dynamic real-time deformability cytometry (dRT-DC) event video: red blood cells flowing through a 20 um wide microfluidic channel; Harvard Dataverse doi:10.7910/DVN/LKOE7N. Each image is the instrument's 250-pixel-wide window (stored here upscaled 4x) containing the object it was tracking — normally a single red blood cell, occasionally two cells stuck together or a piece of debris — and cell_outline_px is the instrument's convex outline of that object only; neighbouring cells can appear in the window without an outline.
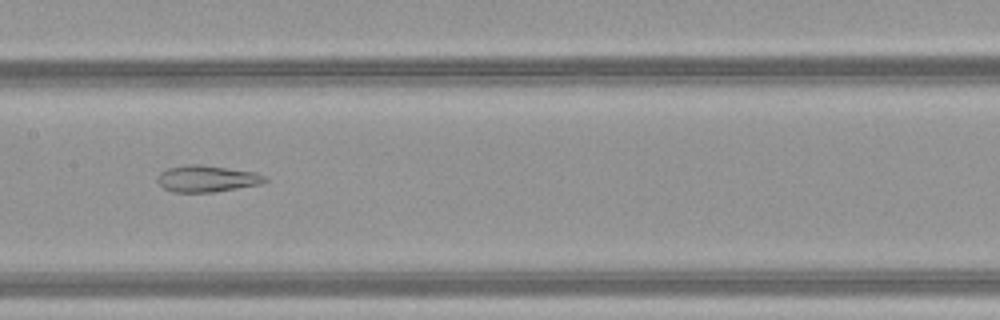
{"species": "common noctule bat (a hibernating species)", "species_latin": "Nyctalus noctula", "temperature_condition": "warm", "stored_images_in_passage": 34, "camera_frame_rate_fps": 3000, "um_per_image_px": 0.085, "animal": {"sex": "female", "body_mass_g": 21.9}, "frame": {"image": 1, "passage_image": 10, "time_ms": 3.0, "image_size_px": [1000, 320], "cell_outline_px": [[268, 180], [260, 184], [212, 192], [172, 192], [164, 188], [156, 180], [160, 172], [168, 168], [188, 164], [200, 164], [256, 172], [268, 176]], "centroid_in_image_um": [17.59, 15.18], "position_along_channel_um": 189.8, "area_um2": 16.65}}
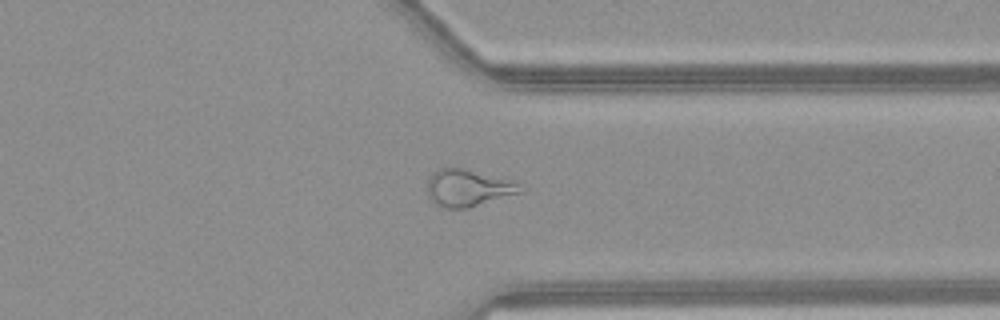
{"frame": {"image": 2, "passage_image": 23, "time_ms": 7.333, "image_size_px": [1000, 320], "cell_outline_px": [[524, 192], [468, 208], [444, 208], [436, 204], [428, 196], [428, 180], [432, 172], [440, 168], [464, 168], [508, 180], [520, 184]], "centroid_in_image_um": [39.77, 15.98], "position_along_channel_um": 371.6, "area_um2": 19.88}}
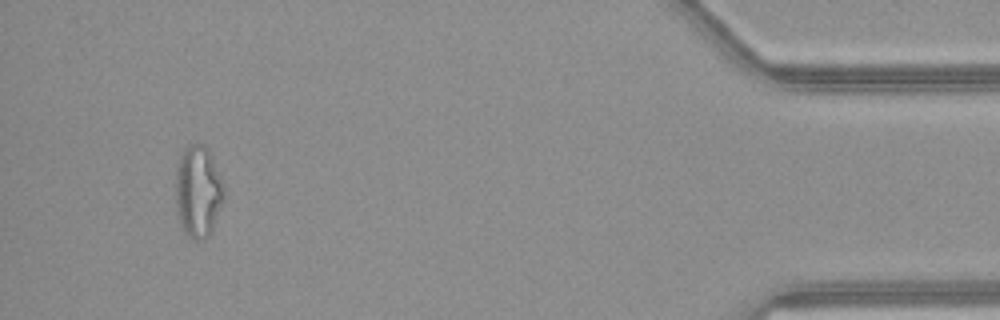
{"frame": {"image": 3, "passage_image": 31, "time_ms": 10.0, "image_size_px": [1000, 320], "cell_outline_px": [[224, 200], [212, 232], [204, 240], [192, 240], [188, 236], [176, 212], [176, 172], [180, 156], [188, 144], [204, 144], [208, 148], [212, 156], [224, 188]], "centroid_in_image_um": [16.85, 16.29], "position_along_channel_um": 418.3, "area_um2": 25.89}, "authors_computed_cell_mechanics": {"area_um2": 18.785, "velocity_mm_per_s": 4.2067, "shape_relaxation_time_tau1_ms": null, "shape_relaxation_time_tau2_ms": 2.5244, "deformation_change_tau1": null, "deformation_change_tau2": 0.1276}}